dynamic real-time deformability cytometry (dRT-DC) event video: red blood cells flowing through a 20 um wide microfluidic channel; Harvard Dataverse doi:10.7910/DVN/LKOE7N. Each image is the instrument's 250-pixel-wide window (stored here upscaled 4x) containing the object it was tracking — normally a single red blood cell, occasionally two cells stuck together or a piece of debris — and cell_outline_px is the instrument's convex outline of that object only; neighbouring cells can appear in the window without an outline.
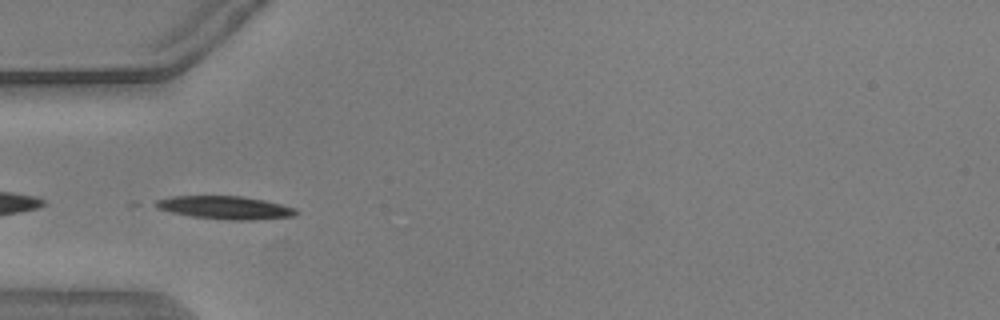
{"species": "common noctule bat (a hibernating species)", "species_latin": "Nyctalus noctula", "temperature_condition": "warm", "stored_images_in_passage": 32, "camera_frame_rate_fps": 3000, "um_per_image_px": 0.085, "animal": {"sex": "male", "body_mass_g": 20.5, "forearm_length_mm": 52.5}, "frame": {"image": 1, "passage_image": 1, "time_ms": 0.0, "image_size_px": [1000, 320], "cell_outline_px": [[300, 212], [296, 216], [252, 220], [228, 220], [192, 216], [172, 212], [156, 208], [148, 204], [156, 200], [172, 196], [244, 196], [264, 200], [296, 208]], "centroid_in_image_um": [19.12, 17.64], "position_along_channel_um": 65.9, "area_um2": 19.07}}
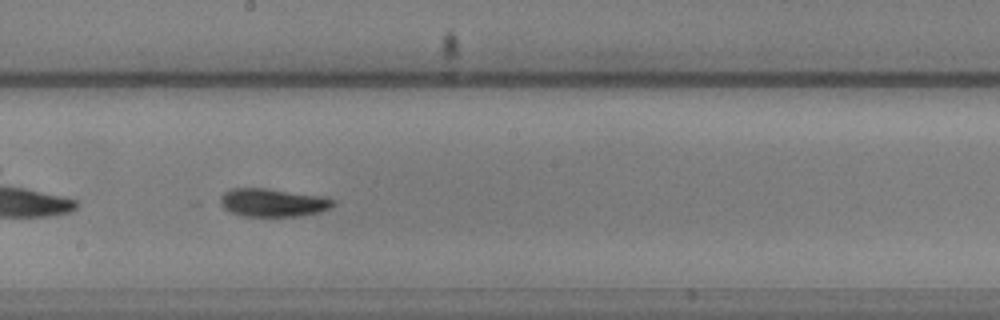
{"frame": {"image": 2, "passage_image": 14, "time_ms": 4.333, "image_size_px": [1000, 320], "cell_outline_px": [[336, 204], [332, 208], [320, 212], [300, 216], [240, 216], [228, 212], [220, 204], [220, 196], [224, 192], [232, 188], [264, 188], [328, 196], [336, 200]], "centroid_in_image_um": [23.24, 17.22], "position_along_channel_um": 225.0, "area_um2": 19.02}, "authors_computed_cell_mechanics": {"area_um2": 18.0625, "velocity_mm_per_s": 3.6683, "shape_relaxation_time_tau1_ms": 1.8255, "shape_relaxation_time_tau2_ms": 3.0095, "deformation_change_tau1": 0.1502, "deformation_change_tau2": 0.0784}}